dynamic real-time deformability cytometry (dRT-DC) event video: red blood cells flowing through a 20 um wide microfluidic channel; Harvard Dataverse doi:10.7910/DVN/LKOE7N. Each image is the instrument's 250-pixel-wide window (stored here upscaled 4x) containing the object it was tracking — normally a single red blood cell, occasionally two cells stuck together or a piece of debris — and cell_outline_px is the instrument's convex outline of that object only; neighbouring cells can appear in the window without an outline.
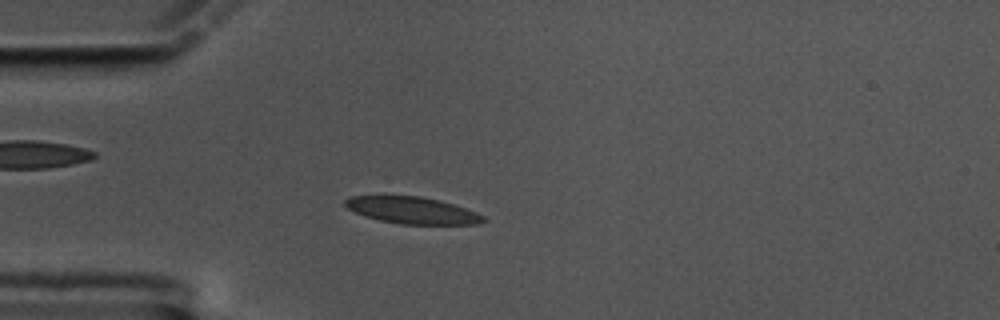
{"species": "common noctule bat (a hibernating species)", "species_latin": "Nyctalus noctula", "temperature_condition": "cold", "stored_images_in_passage": 49, "camera_frame_rate_fps": 3000, "um_per_image_px": 0.085, "animal": {"sex": "male", "body_mass_g": 17.5, "forearm_length_mm": 52.3}, "frame": {"image": 1, "passage_image": 5, "time_ms": 1.333, "image_size_px": [1000, 320], "cell_outline_px": [[488, 220], [476, 224], [400, 224], [380, 220], [356, 212], [348, 208], [344, 204], [344, 200], [352, 196], [420, 196], [440, 200], [476, 212], [484, 216]], "centroid_in_image_um": [35.07, 17.88], "position_along_channel_um": 49.9, "area_um2": 21.27}}
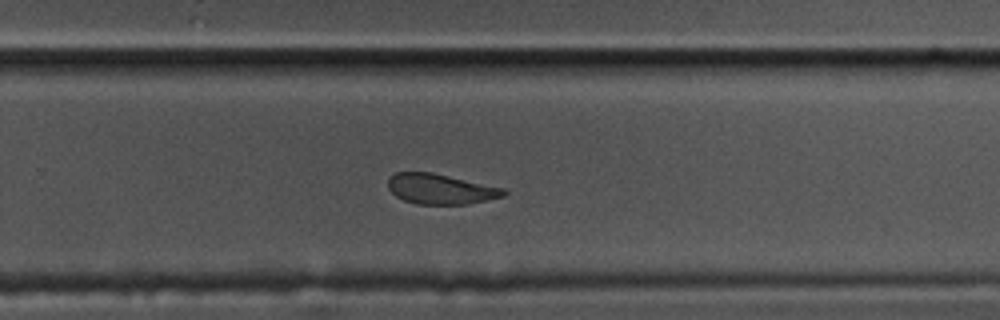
{"frame": {"image": 2, "passage_image": 28, "time_ms": 9.0, "image_size_px": [1000, 320], "cell_outline_px": [[508, 192], [504, 196], [468, 204], [416, 204], [404, 200], [396, 196], [388, 188], [388, 176], [396, 172], [432, 172], [504, 188]], "centroid_in_image_um": [37.43, 16.06], "position_along_channel_um": 292.4, "area_um2": 20.4}}
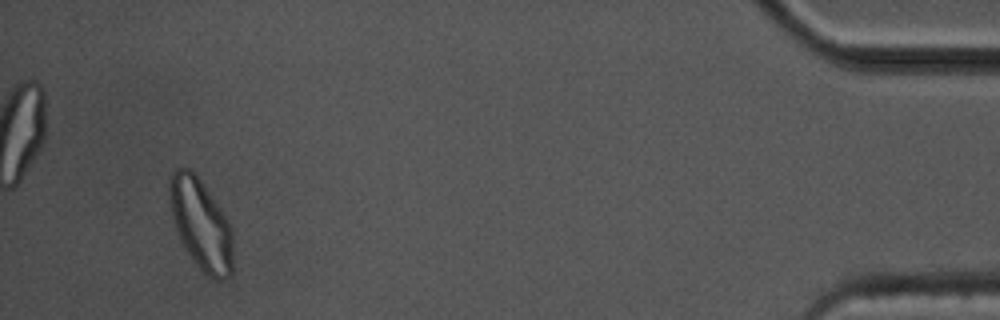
{"frame": {"image": 3, "passage_image": 46, "time_ms": 15.0, "image_size_px": [1000, 320], "cell_outline_px": [[232, 276], [224, 280], [216, 280], [208, 276], [196, 264], [188, 252], [176, 228], [172, 216], [168, 192], [168, 180], [172, 172], [176, 168], [188, 168], [200, 180], [220, 208], [228, 220], [232, 228]], "centroid_in_image_um": [17.08, 19.07], "position_along_channel_um": 418.1, "area_um2": 33.23}, "authors_computed_cell_mechanics": {"area_um2": 22.1952, "velocity_mm_per_s": 3.3096, "shape_relaxation_time_tau1_ms": 7.1555, "shape_relaxation_time_tau2_ms": 1.5252, "deformation_change_tau1": 0.1324, "deformation_change_tau2": 0.0817}}